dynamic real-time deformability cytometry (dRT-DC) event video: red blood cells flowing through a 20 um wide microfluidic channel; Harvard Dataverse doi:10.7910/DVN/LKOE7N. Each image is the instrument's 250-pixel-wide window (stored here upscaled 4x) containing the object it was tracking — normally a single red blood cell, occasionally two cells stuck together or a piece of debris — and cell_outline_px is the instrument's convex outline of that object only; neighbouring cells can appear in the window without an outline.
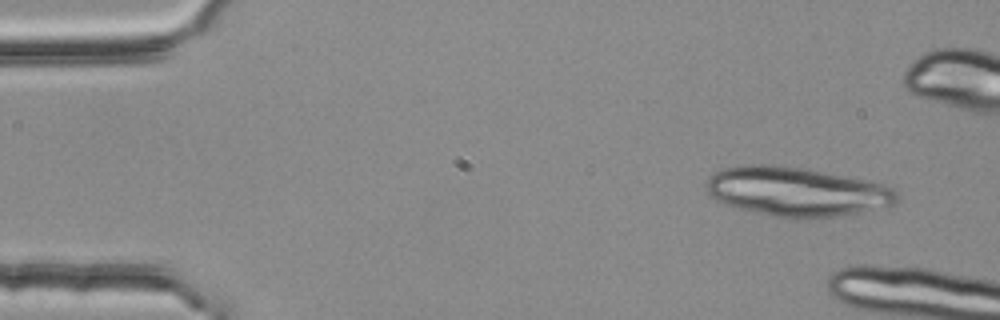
{"species": "common noctule bat (a hibernating species)", "species_latin": "Nyctalus noctula", "temperature_condition": "room temperature", "stored_images_in_passage": 3, "camera_frame_rate_fps": 3000, "um_per_image_px": 0.085, "animal": {"sex": "female", "body_mass_g": 25.1}, "frame": {"image": 1, "passage_image": 1, "time_ms": 0.0, "image_size_px": [1000, 320], "cell_outline_px": [[896, 204], [840, 216], [796, 220], [792, 220], [772, 216], [724, 204], [716, 200], [708, 192], [708, 176], [724, 168], [752, 164], [768, 164], [808, 168], [884, 184], [892, 188], [896, 192]], "centroid_in_image_um": [67.71, 16.3], "position_along_channel_um": 17.3, "area_um2": 54.68}}